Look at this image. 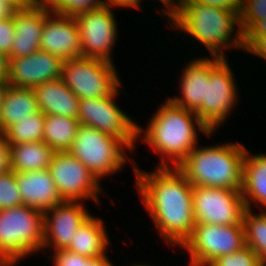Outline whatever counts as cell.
Segmentation results:
<instances>
[{
  "mask_svg": "<svg viewBox=\"0 0 266 266\" xmlns=\"http://www.w3.org/2000/svg\"><path fill=\"white\" fill-rule=\"evenodd\" d=\"M161 160L156 171L148 174L133 166L137 190L164 239L183 246L196 224L193 185L177 167L171 170L165 159Z\"/></svg>",
  "mask_w": 266,
  "mask_h": 266,
  "instance_id": "cell-1",
  "label": "cell"
},
{
  "mask_svg": "<svg viewBox=\"0 0 266 266\" xmlns=\"http://www.w3.org/2000/svg\"><path fill=\"white\" fill-rule=\"evenodd\" d=\"M195 123L198 130L212 135L195 112L177 106L168 99L151 119L144 133V141L149 143L155 152L161 153L162 156L166 154V159H169L173 167H178L196 148Z\"/></svg>",
  "mask_w": 266,
  "mask_h": 266,
  "instance_id": "cell-2",
  "label": "cell"
},
{
  "mask_svg": "<svg viewBox=\"0 0 266 266\" xmlns=\"http://www.w3.org/2000/svg\"><path fill=\"white\" fill-rule=\"evenodd\" d=\"M245 152L237 143L194 148L177 168L193 186L241 190Z\"/></svg>",
  "mask_w": 266,
  "mask_h": 266,
  "instance_id": "cell-3",
  "label": "cell"
},
{
  "mask_svg": "<svg viewBox=\"0 0 266 266\" xmlns=\"http://www.w3.org/2000/svg\"><path fill=\"white\" fill-rule=\"evenodd\" d=\"M176 28L185 30L196 40L203 43L211 56L225 58L222 49L231 45L244 49L240 17L235 10L207 6L199 3H182L181 9L170 19ZM232 41L231 34L237 29ZM229 43V44H228ZM224 47V48H223Z\"/></svg>",
  "mask_w": 266,
  "mask_h": 266,
  "instance_id": "cell-4",
  "label": "cell"
},
{
  "mask_svg": "<svg viewBox=\"0 0 266 266\" xmlns=\"http://www.w3.org/2000/svg\"><path fill=\"white\" fill-rule=\"evenodd\" d=\"M44 214L24 204L0 210V259L6 266L42 249Z\"/></svg>",
  "mask_w": 266,
  "mask_h": 266,
  "instance_id": "cell-5",
  "label": "cell"
},
{
  "mask_svg": "<svg viewBox=\"0 0 266 266\" xmlns=\"http://www.w3.org/2000/svg\"><path fill=\"white\" fill-rule=\"evenodd\" d=\"M123 147L130 150L121 139L80 124L68 152L80 160L99 181L102 176L122 169L126 161L122 154Z\"/></svg>",
  "mask_w": 266,
  "mask_h": 266,
  "instance_id": "cell-6",
  "label": "cell"
},
{
  "mask_svg": "<svg viewBox=\"0 0 266 266\" xmlns=\"http://www.w3.org/2000/svg\"><path fill=\"white\" fill-rule=\"evenodd\" d=\"M61 79L79 99L103 98L121 86L112 62L86 57L64 61Z\"/></svg>",
  "mask_w": 266,
  "mask_h": 266,
  "instance_id": "cell-7",
  "label": "cell"
},
{
  "mask_svg": "<svg viewBox=\"0 0 266 266\" xmlns=\"http://www.w3.org/2000/svg\"><path fill=\"white\" fill-rule=\"evenodd\" d=\"M246 246L243 224L196 223L191 237L183 244L190 253L189 266H210L218 257Z\"/></svg>",
  "mask_w": 266,
  "mask_h": 266,
  "instance_id": "cell-8",
  "label": "cell"
},
{
  "mask_svg": "<svg viewBox=\"0 0 266 266\" xmlns=\"http://www.w3.org/2000/svg\"><path fill=\"white\" fill-rule=\"evenodd\" d=\"M117 94L118 89L103 98L79 99L78 120L81 125L121 139L132 150L143 130L113 102Z\"/></svg>",
  "mask_w": 266,
  "mask_h": 266,
  "instance_id": "cell-9",
  "label": "cell"
},
{
  "mask_svg": "<svg viewBox=\"0 0 266 266\" xmlns=\"http://www.w3.org/2000/svg\"><path fill=\"white\" fill-rule=\"evenodd\" d=\"M192 198L196 223L243 224L247 207L241 190L193 186Z\"/></svg>",
  "mask_w": 266,
  "mask_h": 266,
  "instance_id": "cell-10",
  "label": "cell"
},
{
  "mask_svg": "<svg viewBox=\"0 0 266 266\" xmlns=\"http://www.w3.org/2000/svg\"><path fill=\"white\" fill-rule=\"evenodd\" d=\"M232 73L225 58L209 71L205 82V103L196 114L210 132L215 131L235 106L237 88Z\"/></svg>",
  "mask_w": 266,
  "mask_h": 266,
  "instance_id": "cell-11",
  "label": "cell"
},
{
  "mask_svg": "<svg viewBox=\"0 0 266 266\" xmlns=\"http://www.w3.org/2000/svg\"><path fill=\"white\" fill-rule=\"evenodd\" d=\"M48 170L63 201L91 198L99 203L100 181L68 151L55 152Z\"/></svg>",
  "mask_w": 266,
  "mask_h": 266,
  "instance_id": "cell-12",
  "label": "cell"
},
{
  "mask_svg": "<svg viewBox=\"0 0 266 266\" xmlns=\"http://www.w3.org/2000/svg\"><path fill=\"white\" fill-rule=\"evenodd\" d=\"M110 6L81 12L76 18L82 44V55L112 62L110 50L116 40L117 25Z\"/></svg>",
  "mask_w": 266,
  "mask_h": 266,
  "instance_id": "cell-13",
  "label": "cell"
},
{
  "mask_svg": "<svg viewBox=\"0 0 266 266\" xmlns=\"http://www.w3.org/2000/svg\"><path fill=\"white\" fill-rule=\"evenodd\" d=\"M51 12L39 0H29L12 11L15 36L8 59L30 56L40 50L42 29Z\"/></svg>",
  "mask_w": 266,
  "mask_h": 266,
  "instance_id": "cell-14",
  "label": "cell"
},
{
  "mask_svg": "<svg viewBox=\"0 0 266 266\" xmlns=\"http://www.w3.org/2000/svg\"><path fill=\"white\" fill-rule=\"evenodd\" d=\"M63 62L43 50L30 56L11 58L7 83L12 87L33 89L41 83L60 79Z\"/></svg>",
  "mask_w": 266,
  "mask_h": 266,
  "instance_id": "cell-15",
  "label": "cell"
},
{
  "mask_svg": "<svg viewBox=\"0 0 266 266\" xmlns=\"http://www.w3.org/2000/svg\"><path fill=\"white\" fill-rule=\"evenodd\" d=\"M51 13L56 18L52 19ZM51 13H48L44 21L40 50L53 54L62 61L83 57L76 18L72 15Z\"/></svg>",
  "mask_w": 266,
  "mask_h": 266,
  "instance_id": "cell-16",
  "label": "cell"
},
{
  "mask_svg": "<svg viewBox=\"0 0 266 266\" xmlns=\"http://www.w3.org/2000/svg\"><path fill=\"white\" fill-rule=\"evenodd\" d=\"M43 214L44 239L42 248L54 244L55 250L66 249L76 230L89 216L85 207L77 201H63Z\"/></svg>",
  "mask_w": 266,
  "mask_h": 266,
  "instance_id": "cell-17",
  "label": "cell"
},
{
  "mask_svg": "<svg viewBox=\"0 0 266 266\" xmlns=\"http://www.w3.org/2000/svg\"><path fill=\"white\" fill-rule=\"evenodd\" d=\"M22 204L46 212L63 202L48 169L16 173Z\"/></svg>",
  "mask_w": 266,
  "mask_h": 266,
  "instance_id": "cell-18",
  "label": "cell"
},
{
  "mask_svg": "<svg viewBox=\"0 0 266 266\" xmlns=\"http://www.w3.org/2000/svg\"><path fill=\"white\" fill-rule=\"evenodd\" d=\"M202 58L191 61L183 71L181 77L182 98H168L172 103L188 111L197 112L205 103V82L209 78V71L221 60Z\"/></svg>",
  "mask_w": 266,
  "mask_h": 266,
  "instance_id": "cell-19",
  "label": "cell"
},
{
  "mask_svg": "<svg viewBox=\"0 0 266 266\" xmlns=\"http://www.w3.org/2000/svg\"><path fill=\"white\" fill-rule=\"evenodd\" d=\"M33 91L43 114L78 119L79 98L61 78L41 83Z\"/></svg>",
  "mask_w": 266,
  "mask_h": 266,
  "instance_id": "cell-20",
  "label": "cell"
},
{
  "mask_svg": "<svg viewBox=\"0 0 266 266\" xmlns=\"http://www.w3.org/2000/svg\"><path fill=\"white\" fill-rule=\"evenodd\" d=\"M40 111L33 89L7 85L0 112V133L10 125Z\"/></svg>",
  "mask_w": 266,
  "mask_h": 266,
  "instance_id": "cell-21",
  "label": "cell"
},
{
  "mask_svg": "<svg viewBox=\"0 0 266 266\" xmlns=\"http://www.w3.org/2000/svg\"><path fill=\"white\" fill-rule=\"evenodd\" d=\"M108 243L102 220L89 215L76 230L66 249L93 258L104 255Z\"/></svg>",
  "mask_w": 266,
  "mask_h": 266,
  "instance_id": "cell-22",
  "label": "cell"
},
{
  "mask_svg": "<svg viewBox=\"0 0 266 266\" xmlns=\"http://www.w3.org/2000/svg\"><path fill=\"white\" fill-rule=\"evenodd\" d=\"M248 154L246 150L243 161L242 196L248 209H251V200L266 207V155Z\"/></svg>",
  "mask_w": 266,
  "mask_h": 266,
  "instance_id": "cell-23",
  "label": "cell"
},
{
  "mask_svg": "<svg viewBox=\"0 0 266 266\" xmlns=\"http://www.w3.org/2000/svg\"><path fill=\"white\" fill-rule=\"evenodd\" d=\"M54 153L44 141L11 145V171L20 173L49 169Z\"/></svg>",
  "mask_w": 266,
  "mask_h": 266,
  "instance_id": "cell-24",
  "label": "cell"
},
{
  "mask_svg": "<svg viewBox=\"0 0 266 266\" xmlns=\"http://www.w3.org/2000/svg\"><path fill=\"white\" fill-rule=\"evenodd\" d=\"M80 122L77 118L45 115L43 141L54 152H65L71 148Z\"/></svg>",
  "mask_w": 266,
  "mask_h": 266,
  "instance_id": "cell-25",
  "label": "cell"
},
{
  "mask_svg": "<svg viewBox=\"0 0 266 266\" xmlns=\"http://www.w3.org/2000/svg\"><path fill=\"white\" fill-rule=\"evenodd\" d=\"M45 114L41 111L10 125L3 134L10 145L43 141Z\"/></svg>",
  "mask_w": 266,
  "mask_h": 266,
  "instance_id": "cell-26",
  "label": "cell"
},
{
  "mask_svg": "<svg viewBox=\"0 0 266 266\" xmlns=\"http://www.w3.org/2000/svg\"><path fill=\"white\" fill-rule=\"evenodd\" d=\"M243 226L246 245L256 253L262 266H266V211L253 215L247 208Z\"/></svg>",
  "mask_w": 266,
  "mask_h": 266,
  "instance_id": "cell-27",
  "label": "cell"
},
{
  "mask_svg": "<svg viewBox=\"0 0 266 266\" xmlns=\"http://www.w3.org/2000/svg\"><path fill=\"white\" fill-rule=\"evenodd\" d=\"M51 12L75 16L102 7L106 2L102 0H39Z\"/></svg>",
  "mask_w": 266,
  "mask_h": 266,
  "instance_id": "cell-28",
  "label": "cell"
},
{
  "mask_svg": "<svg viewBox=\"0 0 266 266\" xmlns=\"http://www.w3.org/2000/svg\"><path fill=\"white\" fill-rule=\"evenodd\" d=\"M22 205L20 190L17 186L16 172L0 174V210Z\"/></svg>",
  "mask_w": 266,
  "mask_h": 266,
  "instance_id": "cell-29",
  "label": "cell"
},
{
  "mask_svg": "<svg viewBox=\"0 0 266 266\" xmlns=\"http://www.w3.org/2000/svg\"><path fill=\"white\" fill-rule=\"evenodd\" d=\"M239 17L244 35L257 21L266 18V0H241Z\"/></svg>",
  "mask_w": 266,
  "mask_h": 266,
  "instance_id": "cell-30",
  "label": "cell"
},
{
  "mask_svg": "<svg viewBox=\"0 0 266 266\" xmlns=\"http://www.w3.org/2000/svg\"><path fill=\"white\" fill-rule=\"evenodd\" d=\"M210 266H262L256 253L249 246L218 257Z\"/></svg>",
  "mask_w": 266,
  "mask_h": 266,
  "instance_id": "cell-31",
  "label": "cell"
},
{
  "mask_svg": "<svg viewBox=\"0 0 266 266\" xmlns=\"http://www.w3.org/2000/svg\"><path fill=\"white\" fill-rule=\"evenodd\" d=\"M14 36L15 29L11 13V15L0 19V53L7 57L11 53Z\"/></svg>",
  "mask_w": 266,
  "mask_h": 266,
  "instance_id": "cell-32",
  "label": "cell"
},
{
  "mask_svg": "<svg viewBox=\"0 0 266 266\" xmlns=\"http://www.w3.org/2000/svg\"><path fill=\"white\" fill-rule=\"evenodd\" d=\"M53 261L55 266H82V255L68 249L54 250Z\"/></svg>",
  "mask_w": 266,
  "mask_h": 266,
  "instance_id": "cell-33",
  "label": "cell"
},
{
  "mask_svg": "<svg viewBox=\"0 0 266 266\" xmlns=\"http://www.w3.org/2000/svg\"><path fill=\"white\" fill-rule=\"evenodd\" d=\"M244 49L266 60V37H243Z\"/></svg>",
  "mask_w": 266,
  "mask_h": 266,
  "instance_id": "cell-34",
  "label": "cell"
},
{
  "mask_svg": "<svg viewBox=\"0 0 266 266\" xmlns=\"http://www.w3.org/2000/svg\"><path fill=\"white\" fill-rule=\"evenodd\" d=\"M183 3H199L207 6L220 7L226 10H235L241 13V0H183Z\"/></svg>",
  "mask_w": 266,
  "mask_h": 266,
  "instance_id": "cell-35",
  "label": "cell"
},
{
  "mask_svg": "<svg viewBox=\"0 0 266 266\" xmlns=\"http://www.w3.org/2000/svg\"><path fill=\"white\" fill-rule=\"evenodd\" d=\"M11 145L3 133H0V174L11 170Z\"/></svg>",
  "mask_w": 266,
  "mask_h": 266,
  "instance_id": "cell-36",
  "label": "cell"
},
{
  "mask_svg": "<svg viewBox=\"0 0 266 266\" xmlns=\"http://www.w3.org/2000/svg\"><path fill=\"white\" fill-rule=\"evenodd\" d=\"M243 37H266V18L257 21Z\"/></svg>",
  "mask_w": 266,
  "mask_h": 266,
  "instance_id": "cell-37",
  "label": "cell"
},
{
  "mask_svg": "<svg viewBox=\"0 0 266 266\" xmlns=\"http://www.w3.org/2000/svg\"><path fill=\"white\" fill-rule=\"evenodd\" d=\"M82 266H112L108 257L102 255L99 257L89 258L82 255Z\"/></svg>",
  "mask_w": 266,
  "mask_h": 266,
  "instance_id": "cell-38",
  "label": "cell"
},
{
  "mask_svg": "<svg viewBox=\"0 0 266 266\" xmlns=\"http://www.w3.org/2000/svg\"><path fill=\"white\" fill-rule=\"evenodd\" d=\"M17 5L12 0H0V19L11 15Z\"/></svg>",
  "mask_w": 266,
  "mask_h": 266,
  "instance_id": "cell-39",
  "label": "cell"
},
{
  "mask_svg": "<svg viewBox=\"0 0 266 266\" xmlns=\"http://www.w3.org/2000/svg\"><path fill=\"white\" fill-rule=\"evenodd\" d=\"M140 1L141 0H107L105 3L106 6H123V7H134L139 8L140 7Z\"/></svg>",
  "mask_w": 266,
  "mask_h": 266,
  "instance_id": "cell-40",
  "label": "cell"
},
{
  "mask_svg": "<svg viewBox=\"0 0 266 266\" xmlns=\"http://www.w3.org/2000/svg\"><path fill=\"white\" fill-rule=\"evenodd\" d=\"M9 76V59L6 55L0 53V80H6Z\"/></svg>",
  "mask_w": 266,
  "mask_h": 266,
  "instance_id": "cell-41",
  "label": "cell"
},
{
  "mask_svg": "<svg viewBox=\"0 0 266 266\" xmlns=\"http://www.w3.org/2000/svg\"><path fill=\"white\" fill-rule=\"evenodd\" d=\"M163 2V4H165L166 6H168V11L167 9L165 10V14H168V19L170 20L180 9H181V4L178 2L174 4L173 0H160ZM171 2V3H170Z\"/></svg>",
  "mask_w": 266,
  "mask_h": 266,
  "instance_id": "cell-42",
  "label": "cell"
},
{
  "mask_svg": "<svg viewBox=\"0 0 266 266\" xmlns=\"http://www.w3.org/2000/svg\"><path fill=\"white\" fill-rule=\"evenodd\" d=\"M8 83L6 80H0V112H1V103L3 100L4 92Z\"/></svg>",
  "mask_w": 266,
  "mask_h": 266,
  "instance_id": "cell-43",
  "label": "cell"
},
{
  "mask_svg": "<svg viewBox=\"0 0 266 266\" xmlns=\"http://www.w3.org/2000/svg\"><path fill=\"white\" fill-rule=\"evenodd\" d=\"M17 6L24 5L29 0H12Z\"/></svg>",
  "mask_w": 266,
  "mask_h": 266,
  "instance_id": "cell-44",
  "label": "cell"
},
{
  "mask_svg": "<svg viewBox=\"0 0 266 266\" xmlns=\"http://www.w3.org/2000/svg\"><path fill=\"white\" fill-rule=\"evenodd\" d=\"M0 266H6L1 259H0Z\"/></svg>",
  "mask_w": 266,
  "mask_h": 266,
  "instance_id": "cell-45",
  "label": "cell"
}]
</instances>
